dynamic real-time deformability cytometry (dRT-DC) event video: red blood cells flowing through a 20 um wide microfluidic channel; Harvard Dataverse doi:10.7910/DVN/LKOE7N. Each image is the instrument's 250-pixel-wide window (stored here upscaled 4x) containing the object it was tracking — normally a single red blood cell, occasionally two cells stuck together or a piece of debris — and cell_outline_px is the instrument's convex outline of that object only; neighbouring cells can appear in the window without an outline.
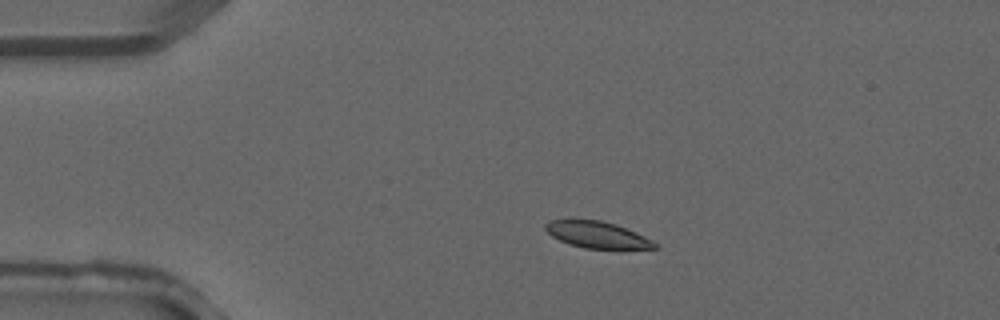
{"species": "common noctule bat (a hibernating species)", "species_latin": "Nyctalus noctula", "temperature_condition": "warm", "stored_images_in_passage": 2, "camera_frame_rate_fps": 3000, "um_per_image_px": 0.085, "animal": {"sex": "male", "forearm_length_mm": 52.5}, "frame": {"image": 1, "passage_image": 1, "time_ms": 0.0, "image_size_px": [1000, 320], "cell_outline_px": [[660, 248], [584, 248], [568, 244], [552, 236], [544, 228], [544, 224], [552, 220], [600, 220], [616, 224], [636, 232], [652, 240]], "centroid_in_image_um": [50.75, 19.95], "position_along_channel_um": 34.3, "area_um2": 16.65}}